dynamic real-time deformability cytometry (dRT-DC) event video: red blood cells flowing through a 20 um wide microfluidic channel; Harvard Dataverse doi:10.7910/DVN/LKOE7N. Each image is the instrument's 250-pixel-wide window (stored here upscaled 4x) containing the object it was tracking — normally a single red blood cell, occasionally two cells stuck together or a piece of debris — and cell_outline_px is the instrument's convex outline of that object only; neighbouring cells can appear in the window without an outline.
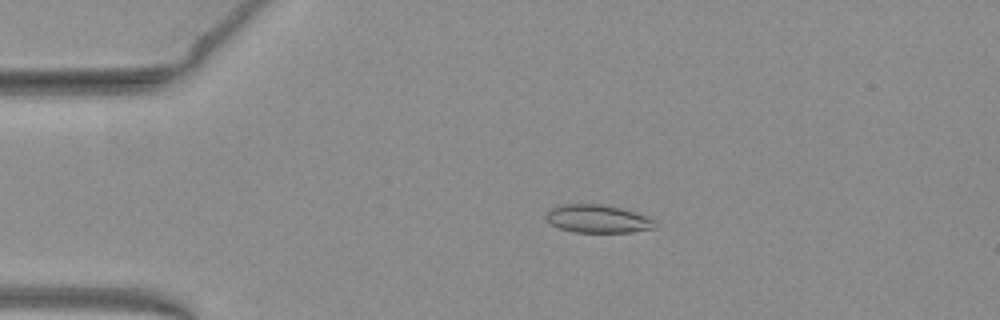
{"species": "common noctule bat (a hibernating species)", "species_latin": "Nyctalus noctula", "temperature_condition": "warm", "stored_images_in_passage": 51, "camera_frame_rate_fps": 3000, "um_per_image_px": 0.085, "animal": {"sex": "female", "body_mass_g": 19.3, "forearm_length_mm": 54.1}, "frame": {"image": 1, "passage_image": 10, "time_ms": 3.0, "image_size_px": [1000, 320], "cell_outline_px": [[656, 228], [632, 232], [572, 232], [560, 228], [552, 224], [544, 216], [548, 208], [560, 204], [604, 204], [636, 212], [656, 220]], "centroid_in_image_um": [50.8, 18.59], "position_along_channel_um": 34.2, "area_um2": 18.03}}
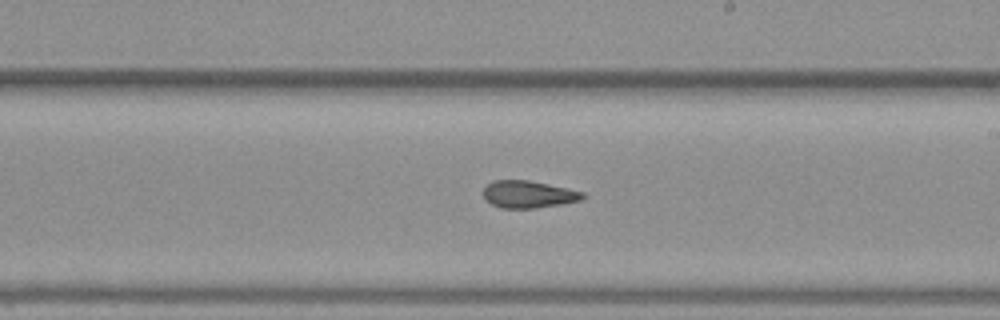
{"frame": {"image": 2, "passage_image": 29, "time_ms": 9.333, "image_size_px": [1000, 320], "cell_outline_px": [[584, 196], [580, 200], [560, 204], [536, 208], [500, 208], [492, 204], [484, 196], [484, 188], [492, 180], [528, 180], [548, 184], [584, 192]], "centroid_in_image_um": [44.9, 16.51], "position_along_channel_um": 244.1, "area_um2": 15.55}}
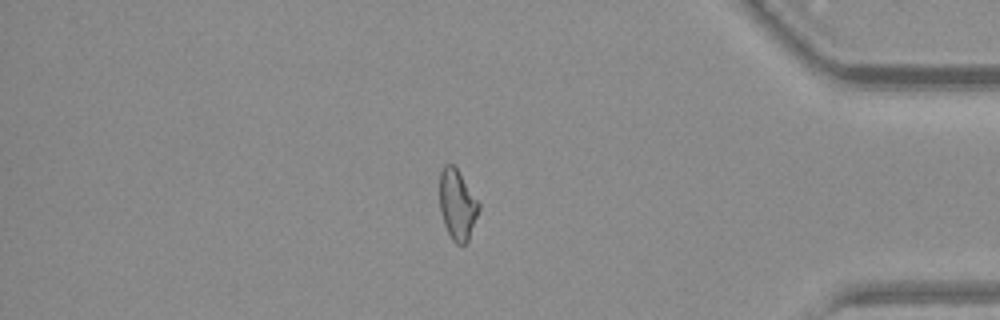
{"frame": {"image": 3, "passage_image": 43, "time_ms": 14.0, "image_size_px": [1000, 320], "cell_outline_px": [[480, 208], [468, 240], [464, 244], [456, 244], [452, 240], [444, 224], [440, 212], [440, 172], [444, 164], [452, 164], [456, 168], [480, 204]], "centroid_in_image_um": [38.86, 17.4], "position_along_channel_um": 396.3, "area_um2": 15.84}, "authors_computed_cell_mechanics": {"area_um2": 16.6464, "velocity_mm_per_s": 3.9797, "shape_relaxation_time_tau1_ms": null, "shape_relaxation_time_tau2_ms": 2.2258, "deformation_change_tau1": null, "deformation_change_tau2": 0.1003}}